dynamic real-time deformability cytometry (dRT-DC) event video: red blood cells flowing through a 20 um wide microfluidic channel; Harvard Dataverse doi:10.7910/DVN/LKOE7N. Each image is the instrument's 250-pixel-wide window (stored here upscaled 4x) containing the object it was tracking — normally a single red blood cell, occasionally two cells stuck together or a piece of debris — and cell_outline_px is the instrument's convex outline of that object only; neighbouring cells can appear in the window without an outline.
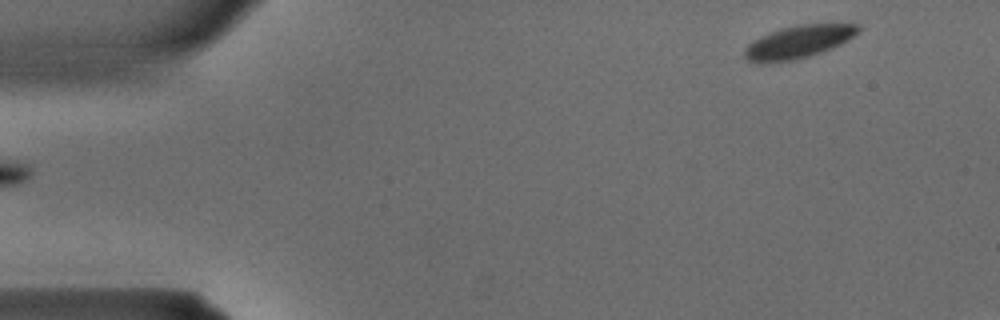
{"species": "common noctule bat (a hibernating species)", "species_latin": "Nyctalus noctula", "temperature_condition": "warm", "stored_images_in_passage": 31, "camera_frame_rate_fps": 3000, "um_per_image_px": 0.085, "animal": {"sex": "male", "body_mass_g": 15.6}, "frame": {"image": 1, "passage_image": 1, "time_ms": 0.0, "image_size_px": [1000, 320], "cell_outline_px": [[860, 32], [848, 40], [832, 48], [796, 60], [768, 64], [756, 64], [748, 60], [744, 56], [744, 48], [752, 40], [760, 36], [780, 28], [800, 24], [860, 24]], "centroid_in_image_um": [67.82, 3.58], "position_along_channel_um": 17.2, "area_um2": 22.08}}
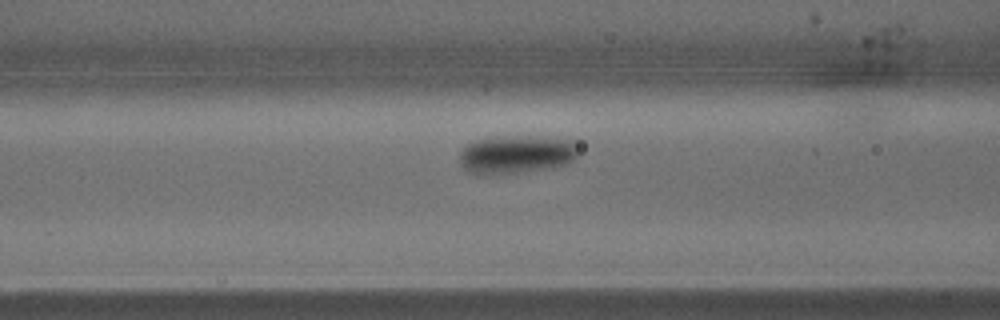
{"frame": {"image": 2, "passage_image": 12, "time_ms": 3.667, "image_size_px": [1000, 320], "cell_outline_px": [[580, 140], [576, 156], [568, 164], [552, 168], [496, 176], [476, 176], [468, 172], [460, 164], [460, 152], [468, 144], [480, 140]], "centroid_in_image_um": [43.87, 13.26], "position_along_channel_um": 122.7, "area_um2": 25.49}}
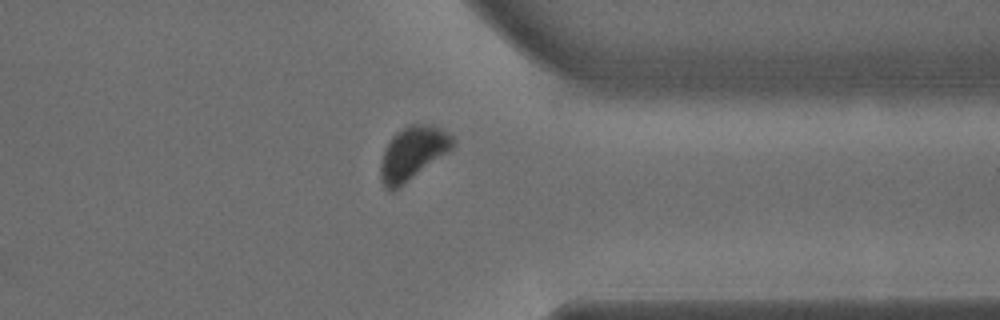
{"frame": {"image": 3, "passage_image": 26, "time_ms": 8.333, "image_size_px": [1000, 320], "cell_outline_px": [[456, 144], [448, 152], [400, 188], [392, 192], [388, 192], [384, 188], [380, 180], [380, 164], [384, 152], [392, 136], [396, 132], [408, 124], [428, 124], [440, 128], [452, 136]], "centroid_in_image_um": [35.06, 13.06], "position_along_channel_um": 376.3, "area_um2": 22.66}}